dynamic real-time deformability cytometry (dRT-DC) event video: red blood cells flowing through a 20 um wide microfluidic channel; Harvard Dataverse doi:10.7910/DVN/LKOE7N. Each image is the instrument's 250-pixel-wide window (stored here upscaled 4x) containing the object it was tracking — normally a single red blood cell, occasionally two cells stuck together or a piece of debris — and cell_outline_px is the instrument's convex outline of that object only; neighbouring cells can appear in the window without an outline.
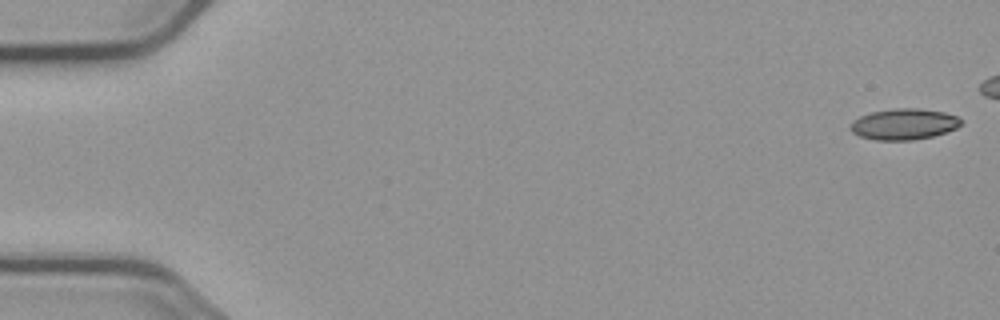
{"species": "common noctule bat (a hibernating species)", "species_latin": "Nyctalus noctula", "temperature_condition": "cold", "stored_images_in_passage": 10, "camera_frame_rate_fps": 3000, "um_per_image_px": 0.085, "animal": {"sex": "male", "body_mass_g": 23.1, "forearm_length_mm": 52.7}, "frame": {"image": 1, "passage_image": 1, "time_ms": 0.0, "image_size_px": [1000, 320], "cell_outline_px": [[964, 120], [956, 128], [932, 136], [912, 140], [876, 140], [860, 136], [852, 132], [848, 128], [848, 124], [852, 120], [860, 116], [872, 112], [892, 108], [920, 108], [944, 112], [956, 116]], "centroid_in_image_um": [76.79, 10.54], "position_along_channel_um": 8.2, "area_um2": 20.11}}
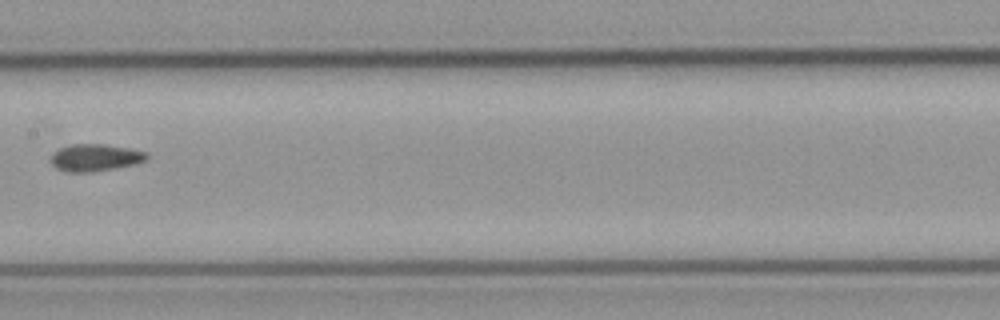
{"frame": {"image": 2, "passage_image": 9, "time_ms": 11.0, "image_size_px": [1000, 320], "cell_outline_px": [[148, 160], [136, 164], [116, 168], [92, 172], [68, 172], [56, 168], [48, 160], [52, 152], [60, 148], [72, 144], [104, 144], [132, 148], [148, 152]], "centroid_in_image_um": [8.1, 13.39], "position_along_channel_um": 199.3, "area_um2": 15.55}}
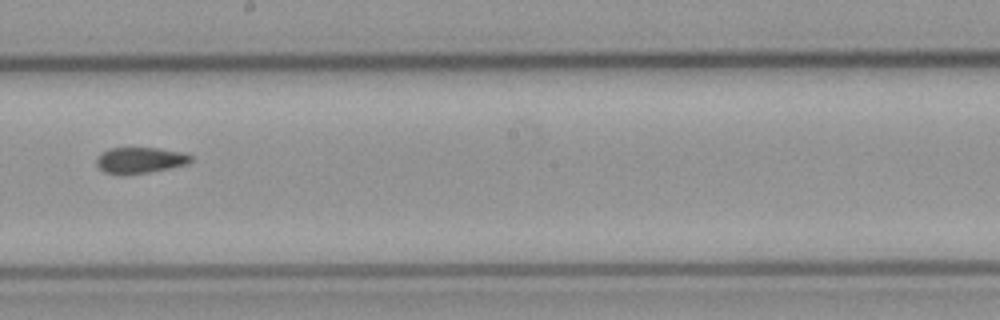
{"frame": {"image": 3, "passage_image": 10, "time_ms": 12.0, "image_size_px": [1000, 320], "cell_outline_px": [[192, 160], [184, 164], [168, 168], [148, 172], [124, 176], [120, 176], [104, 172], [96, 164], [96, 156], [100, 152], [108, 148], [160, 148], [184, 152], [192, 156]], "centroid_in_image_um": [11.83, 13.62], "position_along_channel_um": 236.4, "area_um2": 14.57}}